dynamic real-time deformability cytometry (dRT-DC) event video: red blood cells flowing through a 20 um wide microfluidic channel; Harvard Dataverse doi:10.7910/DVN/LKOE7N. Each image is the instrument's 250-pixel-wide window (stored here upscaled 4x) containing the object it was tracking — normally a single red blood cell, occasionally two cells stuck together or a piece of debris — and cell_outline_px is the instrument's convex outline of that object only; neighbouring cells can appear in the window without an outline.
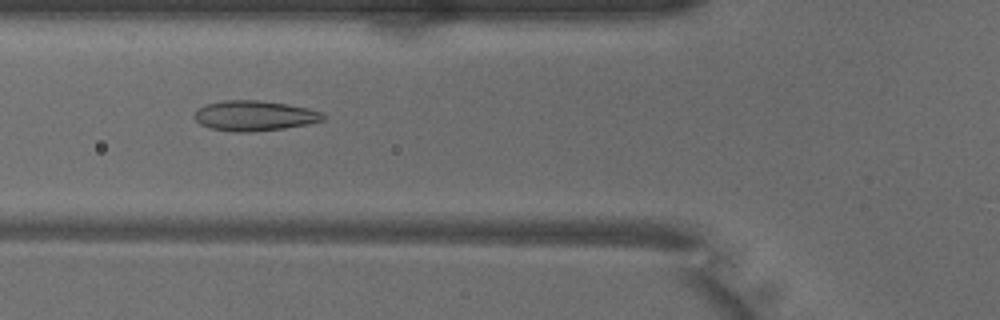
{"species": "common noctule bat (a hibernating species)", "species_latin": "Nyctalus noctula", "temperature_condition": "warm", "stored_images_in_passage": 50, "camera_frame_rate_fps": 3000, "um_per_image_px": 0.085, "animal": {"sex": "male", "body_mass_g": 18.8}, "frame": {"image": 1, "passage_image": 17, "time_ms": 5.333, "image_size_px": [1000, 320], "cell_outline_px": [[328, 116], [324, 120], [308, 124], [284, 128], [248, 132], [232, 132], [212, 128], [200, 124], [192, 116], [196, 108], [204, 104], [224, 100], [256, 100], [288, 104], [308, 108], [324, 112]], "centroid_in_image_um": [21.63, 9.83], "position_along_channel_um": 104.2, "area_um2": 22.95}}
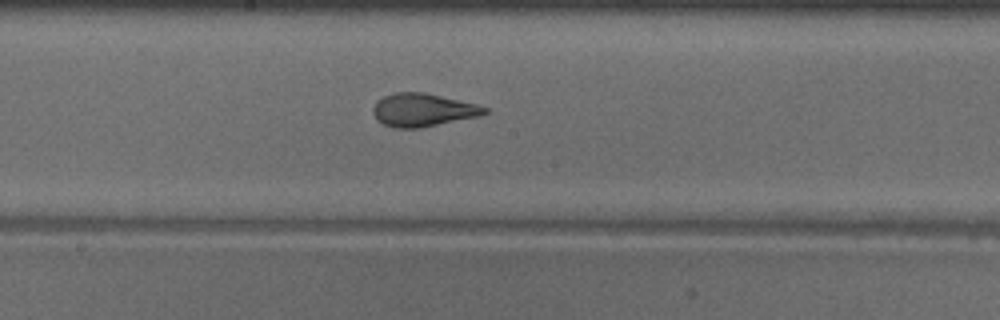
{"frame": {"image": 2, "passage_image": 25, "time_ms": 8.0, "image_size_px": [1000, 320], "cell_outline_px": [[488, 112], [480, 116], [416, 128], [396, 128], [384, 124], [376, 120], [372, 112], [372, 108], [376, 100], [384, 96], [396, 92], [424, 92], [476, 104], [488, 108]], "centroid_in_image_um": [35.9, 9.34], "position_along_channel_um": 212.3, "area_um2": 21.39}}
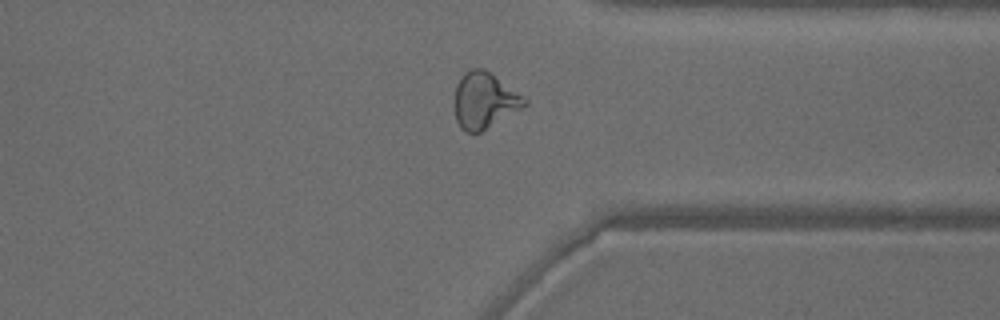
{"frame": {"image": 3, "passage_image": 37, "time_ms": 12.0, "image_size_px": [1000, 320], "cell_outline_px": [[528, 104], [480, 132], [464, 132], [460, 128], [456, 120], [452, 104], [452, 100], [456, 84], [464, 72], [472, 68], [484, 68], [524, 96], [528, 100]], "centroid_in_image_um": [41.11, 8.53], "position_along_channel_um": 370.3, "area_um2": 23.12}, "authors_computed_cell_mechanics": {"area_um2": 22.9177, "velocity_mm_per_s": 4.028, "shape_relaxation_time_tau1_ms": 5.7906, "shape_relaxation_time_tau2_ms": 1.0148, "deformation_change_tau1": 0.2102, "deformation_change_tau2": 0.0727}}